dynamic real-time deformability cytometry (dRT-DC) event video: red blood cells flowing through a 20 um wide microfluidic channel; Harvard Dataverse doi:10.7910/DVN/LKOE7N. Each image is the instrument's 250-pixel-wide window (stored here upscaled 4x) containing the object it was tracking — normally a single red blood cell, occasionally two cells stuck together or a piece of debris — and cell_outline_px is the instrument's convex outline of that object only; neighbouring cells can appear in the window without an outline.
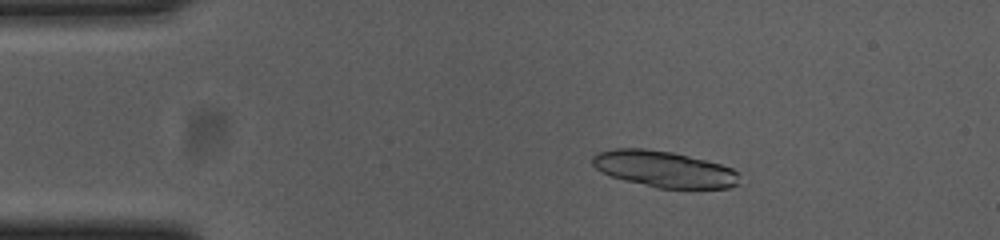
{"species": "common noctule bat (a hibernating species)", "species_latin": "Nyctalus noctula", "temperature_condition": "cold", "stored_images_in_passage": 54, "camera_frame_rate_fps": 3000, "um_per_image_px": 0.085, "animal": {"sex": "female", "body_mass_g": 23.0, "forearm_length_mm": 53.4}, "frame": {"image": 1, "passage_image": 9, "time_ms": 2.667, "image_size_px": [1000, 240], "cell_outline_px": [[740, 184], [728, 188], [656, 188], [624, 180], [600, 172], [592, 164], [592, 156], [596, 152], [612, 148], [644, 148], [672, 152], [720, 164], [732, 168], [740, 172]], "centroid_in_image_um": [56.44, 14.37], "position_along_channel_um": 28.6, "area_um2": 31.33}}
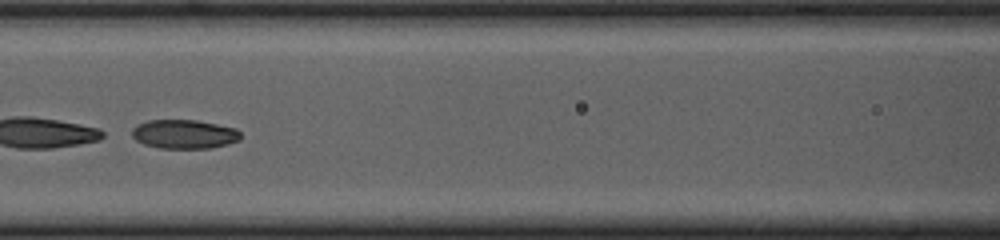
{"frame": {"image": 2, "passage_image": 24, "time_ms": 7.667, "image_size_px": [1000, 240], "cell_outline_px": [[240, 140], [228, 144], [208, 148], [160, 148], [144, 144], [136, 140], [132, 136], [132, 128], [148, 120], [196, 120], [236, 128], [240, 132]], "centroid_in_image_um": [15.67, 11.4], "position_along_channel_um": 150.9, "area_um2": 18.26}}